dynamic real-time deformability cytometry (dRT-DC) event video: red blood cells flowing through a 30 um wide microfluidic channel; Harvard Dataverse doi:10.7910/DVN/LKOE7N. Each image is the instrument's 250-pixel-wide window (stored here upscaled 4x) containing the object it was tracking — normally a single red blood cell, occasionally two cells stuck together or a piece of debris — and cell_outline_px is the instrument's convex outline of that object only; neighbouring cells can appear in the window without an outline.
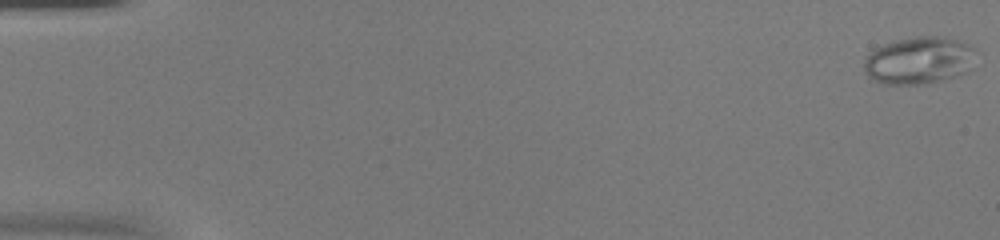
{"species": "common noctule bat (a hibernating species)", "species_latin": "Nyctalus noctula", "temperature_condition": "warm", "stored_images_in_passage": 54, "camera_frame_rate_fps": 3000, "um_per_image_px": 0.085, "animal": {"sex": "female", "body_mass_g": 20.0, "forearm_length_mm": 54.0}, "frame": {"image": 1, "passage_image": 1, "time_ms": 0.0, "image_size_px": [1000, 240], "cell_outline_px": [[972, 68], [968, 72], [956, 76], [928, 84], [884, 84], [868, 76], [864, 72], [864, 60], [876, 48], [884, 44], [896, 40], [916, 36], [944, 36], [968, 44], [972, 48]], "centroid_in_image_um": [78.1, 5.14], "position_along_channel_um": 6.9, "area_um2": 30.69}}
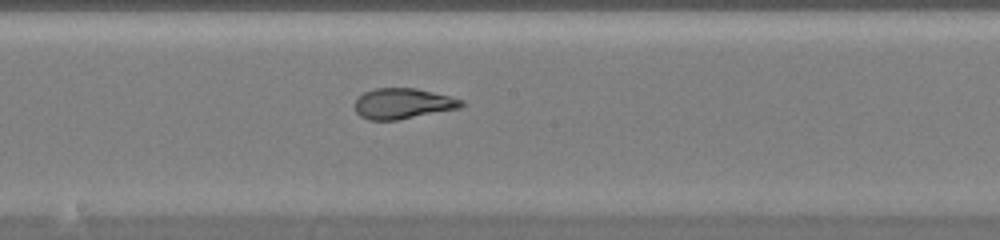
{"frame": {"image": 2, "passage_image": 30, "time_ms": 9.667, "image_size_px": [1000, 240], "cell_outline_px": [[464, 104], [460, 108], [396, 120], [368, 120], [360, 116], [356, 112], [352, 104], [364, 92], [376, 88], [416, 88], [464, 100]], "centroid_in_image_um": [34.2, 8.81], "position_along_channel_um": 214.0, "area_um2": 18.96}}
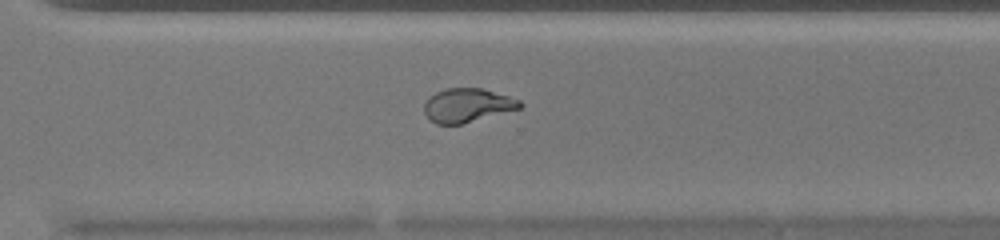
{"frame": {"image": 3, "passage_image": 39, "time_ms": 12.667, "image_size_px": [1000, 240], "cell_outline_px": [[524, 104], [520, 108], [460, 124], [436, 124], [424, 112], [424, 104], [436, 92], [448, 88], [484, 88], [520, 100]], "centroid_in_image_um": [39.74, 8.94], "position_along_channel_um": 330.9, "area_um2": 18.5}, "authors_computed_cell_mechanics": {"area_um2": 22.3686, "velocity_mm_per_s": 3.9022, "shape_relaxation_time_tau1_ms": null, "shape_relaxation_time_tau2_ms": 0.9275, "deformation_change_tau1": null, "deformation_change_tau2": 0.0561}}